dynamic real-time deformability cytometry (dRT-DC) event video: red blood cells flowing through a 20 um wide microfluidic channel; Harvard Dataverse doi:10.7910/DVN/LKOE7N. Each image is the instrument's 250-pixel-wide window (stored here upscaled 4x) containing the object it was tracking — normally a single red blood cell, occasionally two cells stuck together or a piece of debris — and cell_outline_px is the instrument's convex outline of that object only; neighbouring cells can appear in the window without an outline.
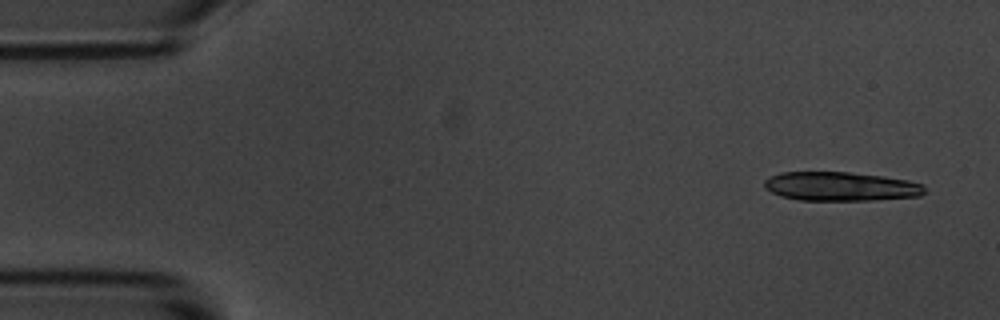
{"species": "common noctule bat (a hibernating species)", "species_latin": "Nyctalus noctula", "temperature_condition": "room temperature", "stored_images_in_passage": 4, "camera_frame_rate_fps": 3000, "um_per_image_px": 0.085, "animal": {"sex": "male", "body_mass_g": 20.1, "forearm_length_mm": 53.5}, "frame": {"image": 1, "passage_image": 1, "time_ms": 0.0, "image_size_px": [1000, 320], "cell_outline_px": [[924, 192], [920, 196], [872, 200], [800, 200], [780, 196], [764, 188], [764, 180], [780, 172], [848, 172], [884, 176], [908, 180], [924, 184]], "centroid_in_image_um": [71.46, 15.84], "position_along_channel_um": 13.5, "area_um2": 27.11}}